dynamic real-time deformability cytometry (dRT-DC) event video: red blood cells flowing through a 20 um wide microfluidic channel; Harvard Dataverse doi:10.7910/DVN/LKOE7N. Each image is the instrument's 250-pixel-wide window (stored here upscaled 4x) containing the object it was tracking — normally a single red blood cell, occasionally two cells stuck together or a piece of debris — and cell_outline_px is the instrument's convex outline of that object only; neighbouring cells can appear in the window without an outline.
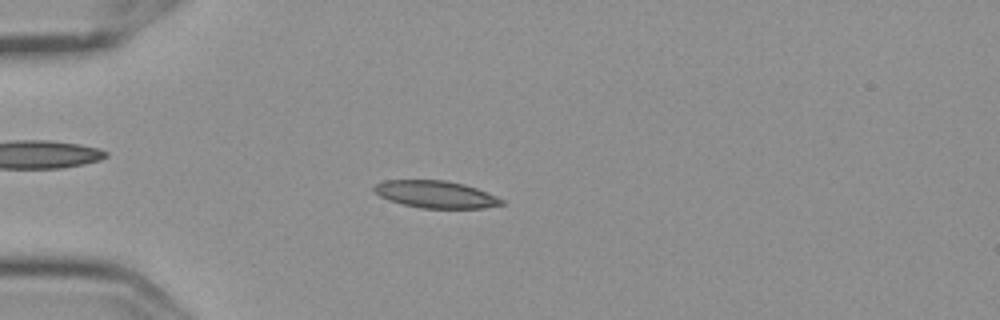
{"species": "Egyptian fruit bat (a non-hibernating species)", "species_latin": "Rousettus aegyptiacus", "temperature_condition": "cold", "stored_images_in_passage": 4, "camera_frame_rate_fps": 3000, "um_per_image_px": 0.085, "frame": {"image": 1, "passage_image": 4, "time_ms": 1.0, "image_size_px": [1000, 320], "cell_outline_px": [[504, 204], [484, 208], [424, 208], [404, 204], [380, 196], [372, 192], [372, 188], [376, 184], [384, 180], [444, 180], [464, 184], [476, 188], [496, 196], [504, 200]], "centroid_in_image_um": [37.03, 16.51], "position_along_channel_um": 48.0, "area_um2": 20.06}}